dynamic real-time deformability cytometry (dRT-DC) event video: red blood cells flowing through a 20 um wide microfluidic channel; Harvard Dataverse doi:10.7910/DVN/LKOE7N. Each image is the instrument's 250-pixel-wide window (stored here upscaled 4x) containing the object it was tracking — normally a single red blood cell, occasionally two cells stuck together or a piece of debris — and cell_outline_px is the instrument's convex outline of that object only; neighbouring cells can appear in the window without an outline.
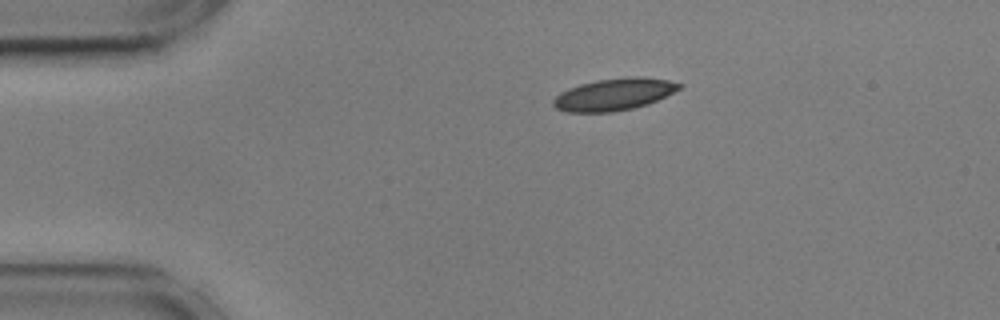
{"species": "common noctule bat (a hibernating species)", "species_latin": "Nyctalus noctula", "temperature_condition": "cold", "stored_images_in_passage": 46, "camera_frame_rate_fps": 3000, "um_per_image_px": 0.085, "animal": {"sex": "male", "body_mass_g": 17.9, "forearm_length_mm": 54.2}, "frame": {"image": 1, "passage_image": 1, "time_ms": 0.0, "image_size_px": [1000, 320], "cell_outline_px": [[684, 84], [680, 88], [648, 104], [636, 108], [612, 112], [568, 112], [556, 108], [552, 104], [552, 100], [560, 92], [568, 88], [580, 84], [596, 80], [628, 76], [644, 76], [668, 80]], "centroid_in_image_um": [52.18, 8.01], "position_along_channel_um": 32.8, "area_um2": 23.64}}
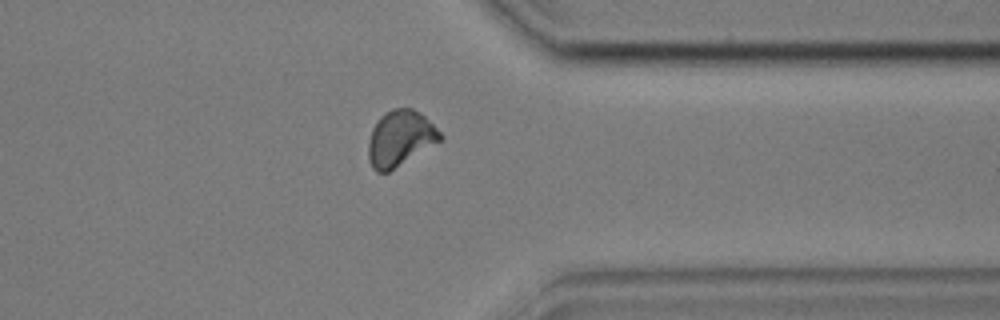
{"frame": {"image": 2, "passage_image": 34, "time_ms": 11.0, "image_size_px": [1000, 320], "cell_outline_px": [[444, 140], [388, 172], [376, 172], [372, 168], [368, 160], [368, 140], [372, 128], [380, 116], [384, 112], [392, 108], [412, 108], [420, 112], [444, 136]], "centroid_in_image_um": [34.01, 11.76], "position_along_channel_um": 377.4, "area_um2": 23.64}}
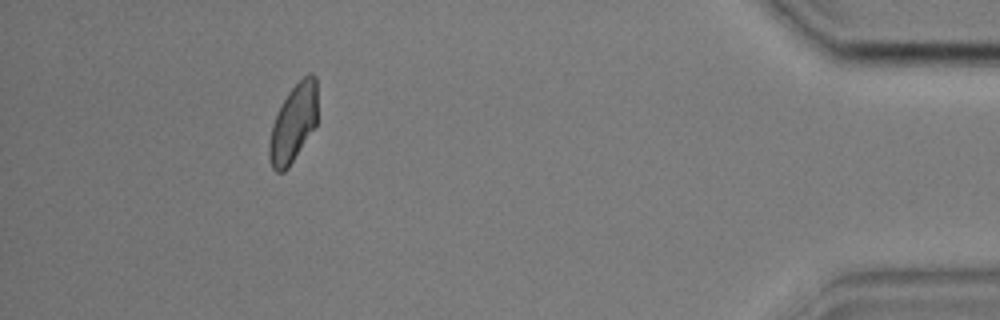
{"frame": {"image": 3, "passage_image": 41, "time_ms": 13.333, "image_size_px": [1000, 320], "cell_outline_px": [[316, 124], [288, 168], [284, 172], [276, 172], [272, 168], [268, 156], [268, 144], [272, 124], [288, 92], [308, 72], [312, 72], [316, 76]], "centroid_in_image_um": [24.91, 10.49], "position_along_channel_um": 410.3, "area_um2": 21.56}, "authors_computed_cell_mechanics": {"area_um2": 23.0333, "velocity_mm_per_s": 3.5676, "shape_relaxation_time_tau1_ms": 6.4337, "shape_relaxation_time_tau2_ms": 3.8917, "deformation_change_tau1": 0.1423, "deformation_change_tau2": 0.0985}}